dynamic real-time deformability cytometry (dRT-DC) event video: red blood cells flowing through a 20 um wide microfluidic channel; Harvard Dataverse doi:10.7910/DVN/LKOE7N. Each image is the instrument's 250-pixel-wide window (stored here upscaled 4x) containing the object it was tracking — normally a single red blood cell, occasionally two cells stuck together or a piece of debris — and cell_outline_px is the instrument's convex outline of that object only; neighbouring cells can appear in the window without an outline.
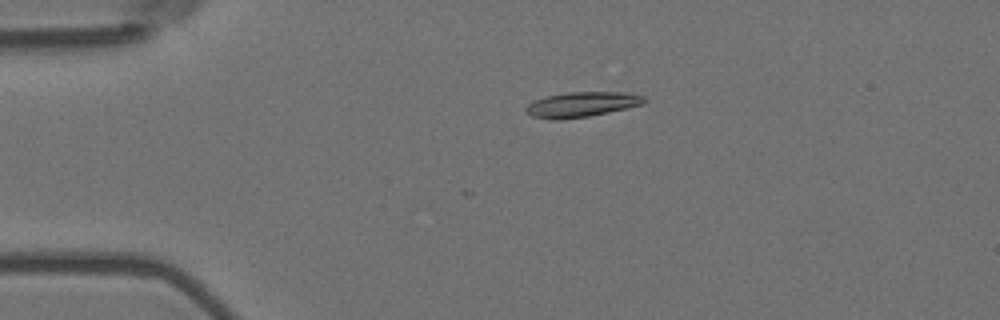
{"species": "Egyptian fruit bat (a non-hibernating species)", "species_latin": "Rousettus aegyptiacus", "temperature_condition": "room temperature", "stored_images_in_passage": 3, "camera_frame_rate_fps": 3000, "um_per_image_px": 0.085, "animal": {"sex": "female"}, "frame": {"image": 1, "passage_image": 2, "time_ms": 0.333, "image_size_px": [1000, 320], "cell_outline_px": [[648, 100], [644, 104], [608, 112], [588, 116], [560, 120], [552, 120], [532, 116], [524, 112], [524, 108], [528, 104], [544, 96], [568, 92], [628, 92], [644, 96]], "centroid_in_image_um": [49.44, 8.87], "position_along_channel_um": 35.6, "area_um2": 17.46}}